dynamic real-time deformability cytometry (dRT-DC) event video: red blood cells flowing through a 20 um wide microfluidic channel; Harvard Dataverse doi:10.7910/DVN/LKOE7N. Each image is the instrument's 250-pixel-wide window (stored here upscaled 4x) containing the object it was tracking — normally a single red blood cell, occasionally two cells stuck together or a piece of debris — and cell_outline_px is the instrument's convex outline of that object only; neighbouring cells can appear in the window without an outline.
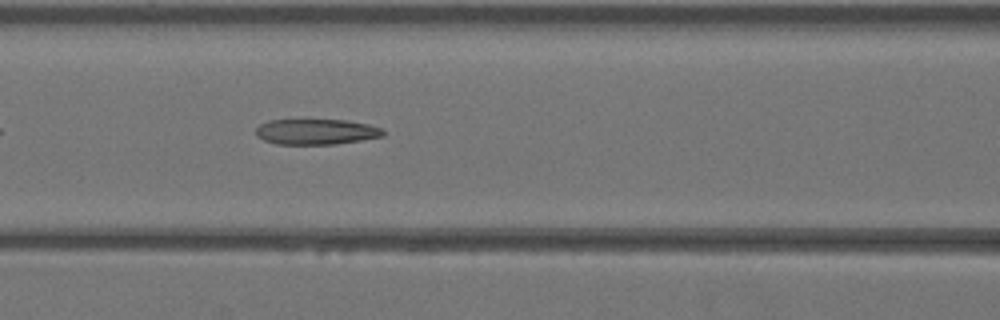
{"species": "Egyptian fruit bat (a non-hibernating species)", "species_latin": "Rousettus aegyptiacus", "temperature_condition": "warm", "stored_images_in_passage": 32, "camera_frame_rate_fps": 3000, "um_per_image_px": 0.085, "animal": {"sex": "female"}, "frame": {"image": 1, "passage_image": 7, "time_ms": 2.0, "image_size_px": [1000, 320], "cell_outline_px": [[384, 136], [336, 144], [276, 144], [264, 140], [256, 136], [256, 128], [260, 124], [268, 120], [348, 120], [368, 124], [384, 128]], "centroid_in_image_um": [26.88, 11.19], "position_along_channel_um": 139.7, "area_um2": 19.02}}
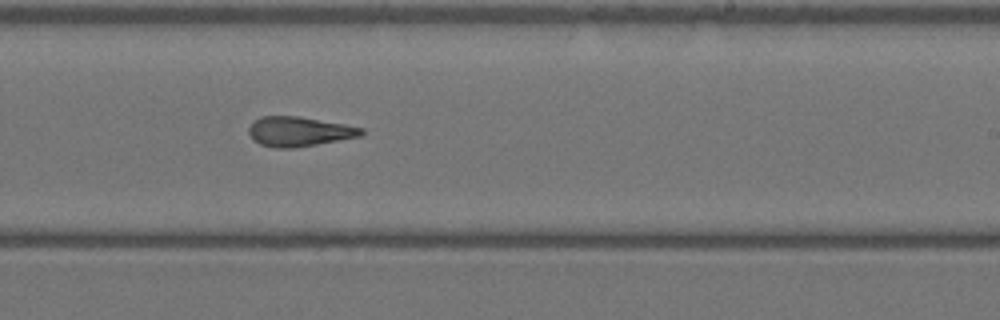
{"frame": {"image": 2, "passage_image": 15, "time_ms": 4.667, "image_size_px": [1000, 320], "cell_outline_px": [[364, 136], [292, 148], [276, 148], [260, 144], [252, 140], [248, 132], [248, 128], [256, 120], [264, 116], [300, 116], [344, 124], [364, 128]], "centroid_in_image_um": [25.45, 11.18], "position_along_channel_um": 263.6, "area_um2": 19.48}}
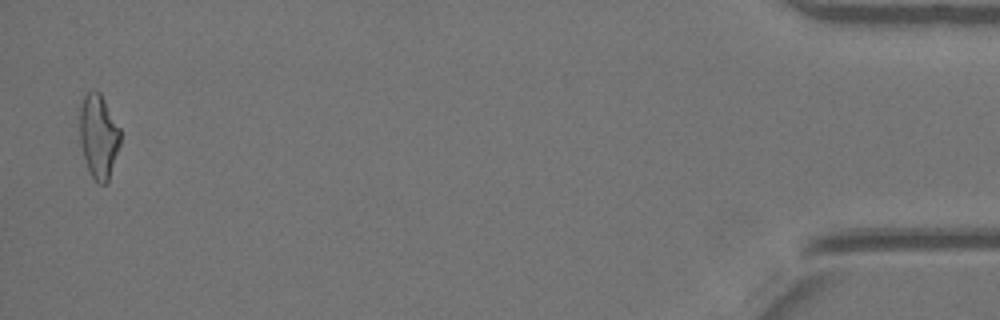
{"frame": {"image": 3, "passage_image": 31, "time_ms": 10.0, "image_size_px": [1000, 320], "cell_outline_px": [[120, 144], [108, 184], [100, 184], [92, 176], [88, 168], [80, 144], [80, 104], [84, 92], [100, 92], [120, 128]], "centroid_in_image_um": [8.38, 11.58], "position_along_channel_um": 426.8, "area_um2": 19.88}}